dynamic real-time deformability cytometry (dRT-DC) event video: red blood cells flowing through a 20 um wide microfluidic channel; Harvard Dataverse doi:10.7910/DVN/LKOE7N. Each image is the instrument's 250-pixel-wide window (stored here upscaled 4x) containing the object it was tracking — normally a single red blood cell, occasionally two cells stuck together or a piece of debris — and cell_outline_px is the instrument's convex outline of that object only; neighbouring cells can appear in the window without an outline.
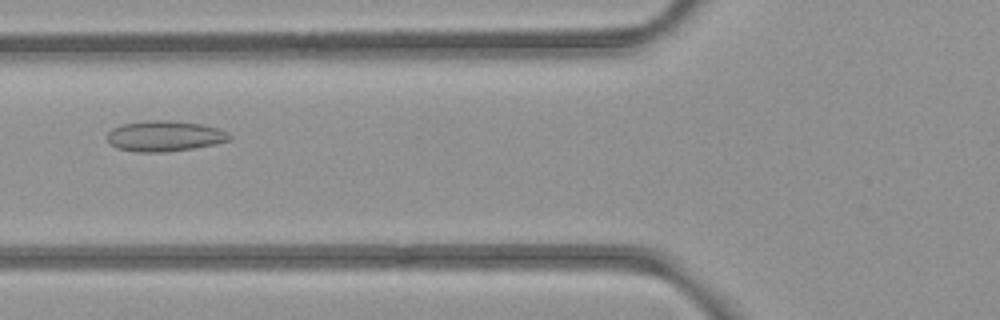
{"species": "common noctule bat (a hibernating species)", "species_latin": "Nyctalus noctula", "temperature_condition": "room temperature", "stored_images_in_passage": 38, "camera_frame_rate_fps": 3000, "um_per_image_px": 0.085, "animal": {"sex": "female", "body_mass_g": 21.9}, "frame": {"image": 1, "passage_image": 6, "time_ms": 1.667, "image_size_px": [1000, 320], "cell_outline_px": [[232, 140], [216, 144], [192, 148], [164, 152], [140, 152], [116, 148], [108, 140], [108, 132], [112, 128], [120, 124], [148, 120], [168, 120], [200, 124], [216, 128], [228, 132], [232, 136]], "centroid_in_image_um": [14.0, 11.56], "position_along_channel_um": 111.8, "area_um2": 21.79}}
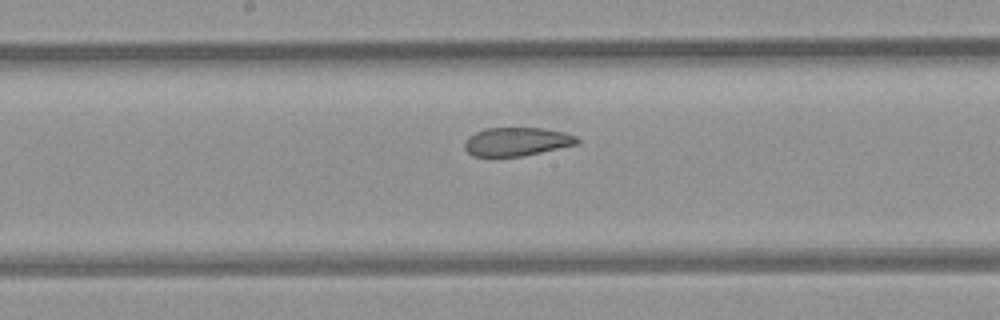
{"frame": {"image": 2, "passage_image": 13, "time_ms": 4.0, "image_size_px": [1000, 320], "cell_outline_px": [[580, 144], [520, 156], [472, 156], [464, 148], [464, 140], [468, 136], [484, 128], [540, 128], [564, 132], [576, 136], [580, 140]], "centroid_in_image_um": [43.91, 12.03], "position_along_channel_um": 204.3, "area_um2": 18.73}}
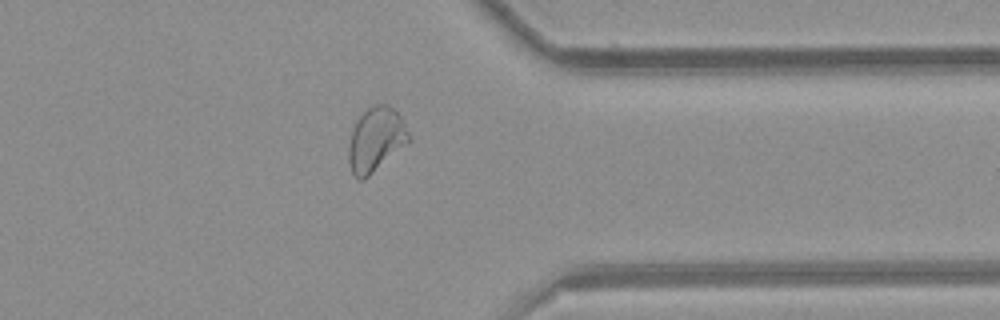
{"frame": {"image": 3, "passage_image": 27, "time_ms": 8.667, "image_size_px": [1000, 320], "cell_outline_px": [[412, 140], [364, 180], [360, 180], [352, 172], [348, 160], [348, 148], [352, 132], [356, 120], [368, 108], [376, 104], [388, 104], [400, 116], [412, 136]], "centroid_in_image_um": [31.97, 11.87], "position_along_channel_um": 379.4, "area_um2": 22.48}, "authors_computed_cell_mechanics": {"area_um2": 20.9814, "velocity_mm_per_s": 3.9491, "shape_relaxation_time_tau1_ms": null, "shape_relaxation_time_tau2_ms": 1.9712, "deformation_change_tau1": null, "deformation_change_tau2": 0.076}}